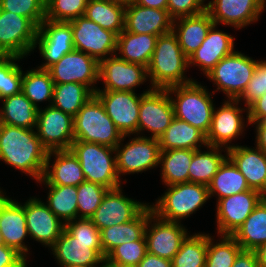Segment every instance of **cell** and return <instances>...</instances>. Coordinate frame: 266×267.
Here are the masks:
<instances>
[{"mask_svg": "<svg viewBox=\"0 0 266 267\" xmlns=\"http://www.w3.org/2000/svg\"><path fill=\"white\" fill-rule=\"evenodd\" d=\"M232 267H259L254 251L241 250L234 260Z\"/></svg>", "mask_w": 266, "mask_h": 267, "instance_id": "obj_54", "label": "cell"}, {"mask_svg": "<svg viewBox=\"0 0 266 267\" xmlns=\"http://www.w3.org/2000/svg\"><path fill=\"white\" fill-rule=\"evenodd\" d=\"M158 36L123 30L117 36L116 55L124 61L148 67ZM119 52V53H118ZM121 54V55H120Z\"/></svg>", "mask_w": 266, "mask_h": 267, "instance_id": "obj_30", "label": "cell"}, {"mask_svg": "<svg viewBox=\"0 0 266 267\" xmlns=\"http://www.w3.org/2000/svg\"><path fill=\"white\" fill-rule=\"evenodd\" d=\"M38 109L36 132L48 151L69 150L74 141V117L55 107Z\"/></svg>", "mask_w": 266, "mask_h": 267, "instance_id": "obj_12", "label": "cell"}, {"mask_svg": "<svg viewBox=\"0 0 266 267\" xmlns=\"http://www.w3.org/2000/svg\"><path fill=\"white\" fill-rule=\"evenodd\" d=\"M152 213V208L148 205L135 219L102 229L100 238L104 260L106 255L116 246L139 240L145 233L148 217Z\"/></svg>", "mask_w": 266, "mask_h": 267, "instance_id": "obj_31", "label": "cell"}, {"mask_svg": "<svg viewBox=\"0 0 266 267\" xmlns=\"http://www.w3.org/2000/svg\"><path fill=\"white\" fill-rule=\"evenodd\" d=\"M148 79L147 68L124 61L118 55L109 56L99 62V81L104 89L96 91H133Z\"/></svg>", "mask_w": 266, "mask_h": 267, "instance_id": "obj_19", "label": "cell"}, {"mask_svg": "<svg viewBox=\"0 0 266 267\" xmlns=\"http://www.w3.org/2000/svg\"><path fill=\"white\" fill-rule=\"evenodd\" d=\"M208 234V247L205 267H232L235 258L242 250L241 246L230 235H221L219 242Z\"/></svg>", "mask_w": 266, "mask_h": 267, "instance_id": "obj_43", "label": "cell"}, {"mask_svg": "<svg viewBox=\"0 0 266 267\" xmlns=\"http://www.w3.org/2000/svg\"><path fill=\"white\" fill-rule=\"evenodd\" d=\"M23 59L13 55H0V100L22 92L23 70L15 63Z\"/></svg>", "mask_w": 266, "mask_h": 267, "instance_id": "obj_44", "label": "cell"}, {"mask_svg": "<svg viewBox=\"0 0 266 267\" xmlns=\"http://www.w3.org/2000/svg\"><path fill=\"white\" fill-rule=\"evenodd\" d=\"M205 0H168L167 10L173 20L197 15L206 10Z\"/></svg>", "mask_w": 266, "mask_h": 267, "instance_id": "obj_51", "label": "cell"}, {"mask_svg": "<svg viewBox=\"0 0 266 267\" xmlns=\"http://www.w3.org/2000/svg\"><path fill=\"white\" fill-rule=\"evenodd\" d=\"M54 82L47 69H31L23 72L22 93L26 98L39 109V102L49 101V106L53 101Z\"/></svg>", "mask_w": 266, "mask_h": 267, "instance_id": "obj_40", "label": "cell"}, {"mask_svg": "<svg viewBox=\"0 0 266 267\" xmlns=\"http://www.w3.org/2000/svg\"><path fill=\"white\" fill-rule=\"evenodd\" d=\"M258 60L234 51L224 57L207 75L216 91H222L227 99L237 100L252 78Z\"/></svg>", "mask_w": 266, "mask_h": 267, "instance_id": "obj_7", "label": "cell"}, {"mask_svg": "<svg viewBox=\"0 0 266 267\" xmlns=\"http://www.w3.org/2000/svg\"><path fill=\"white\" fill-rule=\"evenodd\" d=\"M247 123L259 122L266 119V93L248 107Z\"/></svg>", "mask_w": 266, "mask_h": 267, "instance_id": "obj_53", "label": "cell"}, {"mask_svg": "<svg viewBox=\"0 0 266 267\" xmlns=\"http://www.w3.org/2000/svg\"><path fill=\"white\" fill-rule=\"evenodd\" d=\"M216 27L214 24L210 28L201 46L188 58L189 66H198L206 76L224 57L235 51L233 36Z\"/></svg>", "mask_w": 266, "mask_h": 267, "instance_id": "obj_28", "label": "cell"}, {"mask_svg": "<svg viewBox=\"0 0 266 267\" xmlns=\"http://www.w3.org/2000/svg\"><path fill=\"white\" fill-rule=\"evenodd\" d=\"M54 84L79 83L89 87L94 93L99 81V62L87 53L73 50L47 69Z\"/></svg>", "mask_w": 266, "mask_h": 267, "instance_id": "obj_13", "label": "cell"}, {"mask_svg": "<svg viewBox=\"0 0 266 267\" xmlns=\"http://www.w3.org/2000/svg\"><path fill=\"white\" fill-rule=\"evenodd\" d=\"M0 8L28 18L37 28L45 20V0H1Z\"/></svg>", "mask_w": 266, "mask_h": 267, "instance_id": "obj_48", "label": "cell"}, {"mask_svg": "<svg viewBox=\"0 0 266 267\" xmlns=\"http://www.w3.org/2000/svg\"><path fill=\"white\" fill-rule=\"evenodd\" d=\"M208 2L206 11L216 25L223 24L236 29L258 21L266 7V0H212Z\"/></svg>", "mask_w": 266, "mask_h": 267, "instance_id": "obj_22", "label": "cell"}, {"mask_svg": "<svg viewBox=\"0 0 266 267\" xmlns=\"http://www.w3.org/2000/svg\"><path fill=\"white\" fill-rule=\"evenodd\" d=\"M70 150L78 158L85 181L115 189L121 186L116 169L115 148L74 140ZM113 156V157H112Z\"/></svg>", "mask_w": 266, "mask_h": 267, "instance_id": "obj_5", "label": "cell"}, {"mask_svg": "<svg viewBox=\"0 0 266 267\" xmlns=\"http://www.w3.org/2000/svg\"><path fill=\"white\" fill-rule=\"evenodd\" d=\"M187 68L189 59L184 55L176 35L171 31L158 36L147 67L151 88L168 89L192 82L194 79L184 75Z\"/></svg>", "mask_w": 266, "mask_h": 267, "instance_id": "obj_2", "label": "cell"}, {"mask_svg": "<svg viewBox=\"0 0 266 267\" xmlns=\"http://www.w3.org/2000/svg\"><path fill=\"white\" fill-rule=\"evenodd\" d=\"M48 152L36 129L0 123V160L29 174L36 182L44 175Z\"/></svg>", "mask_w": 266, "mask_h": 267, "instance_id": "obj_1", "label": "cell"}, {"mask_svg": "<svg viewBox=\"0 0 266 267\" xmlns=\"http://www.w3.org/2000/svg\"><path fill=\"white\" fill-rule=\"evenodd\" d=\"M64 267H81V266L71 265V266H64Z\"/></svg>", "mask_w": 266, "mask_h": 267, "instance_id": "obj_62", "label": "cell"}, {"mask_svg": "<svg viewBox=\"0 0 266 267\" xmlns=\"http://www.w3.org/2000/svg\"><path fill=\"white\" fill-rule=\"evenodd\" d=\"M167 190L150 205L160 219L179 222L195 213L209 197L208 186L201 183L184 182L167 186Z\"/></svg>", "mask_w": 266, "mask_h": 267, "instance_id": "obj_4", "label": "cell"}, {"mask_svg": "<svg viewBox=\"0 0 266 267\" xmlns=\"http://www.w3.org/2000/svg\"><path fill=\"white\" fill-rule=\"evenodd\" d=\"M152 88L137 95L133 91H95V95L103 104L106 114L114 122L123 135L138 136V119L141 97Z\"/></svg>", "mask_w": 266, "mask_h": 267, "instance_id": "obj_11", "label": "cell"}, {"mask_svg": "<svg viewBox=\"0 0 266 267\" xmlns=\"http://www.w3.org/2000/svg\"><path fill=\"white\" fill-rule=\"evenodd\" d=\"M122 136L96 95L74 116V140L115 148Z\"/></svg>", "mask_w": 266, "mask_h": 267, "instance_id": "obj_6", "label": "cell"}, {"mask_svg": "<svg viewBox=\"0 0 266 267\" xmlns=\"http://www.w3.org/2000/svg\"><path fill=\"white\" fill-rule=\"evenodd\" d=\"M147 253L143 235L139 240L129 241L113 248L105 257V262L119 267H136Z\"/></svg>", "mask_w": 266, "mask_h": 267, "instance_id": "obj_45", "label": "cell"}, {"mask_svg": "<svg viewBox=\"0 0 266 267\" xmlns=\"http://www.w3.org/2000/svg\"><path fill=\"white\" fill-rule=\"evenodd\" d=\"M136 267H173V266L171 260L164 259L147 252L144 258L139 262V264Z\"/></svg>", "mask_w": 266, "mask_h": 267, "instance_id": "obj_55", "label": "cell"}, {"mask_svg": "<svg viewBox=\"0 0 266 267\" xmlns=\"http://www.w3.org/2000/svg\"><path fill=\"white\" fill-rule=\"evenodd\" d=\"M50 250L61 267H102L97 264L105 261L101 242L77 241L65 228Z\"/></svg>", "mask_w": 266, "mask_h": 267, "instance_id": "obj_21", "label": "cell"}, {"mask_svg": "<svg viewBox=\"0 0 266 267\" xmlns=\"http://www.w3.org/2000/svg\"><path fill=\"white\" fill-rule=\"evenodd\" d=\"M176 118L200 130L205 136L210 130L214 111L212 93L205 86L193 80L187 84L173 86L167 89ZM175 95L171 96V95ZM174 97V99L172 98Z\"/></svg>", "mask_w": 266, "mask_h": 267, "instance_id": "obj_3", "label": "cell"}, {"mask_svg": "<svg viewBox=\"0 0 266 267\" xmlns=\"http://www.w3.org/2000/svg\"><path fill=\"white\" fill-rule=\"evenodd\" d=\"M0 123L25 129H36L38 109L21 92L3 98Z\"/></svg>", "mask_w": 266, "mask_h": 267, "instance_id": "obj_33", "label": "cell"}, {"mask_svg": "<svg viewBox=\"0 0 266 267\" xmlns=\"http://www.w3.org/2000/svg\"><path fill=\"white\" fill-rule=\"evenodd\" d=\"M207 151L197 149L193 153L191 164L189 166V182L209 185L213 176L217 173L220 166L228 158V152L223 155L224 150L221 147L206 146ZM221 150V151H220Z\"/></svg>", "mask_w": 266, "mask_h": 267, "instance_id": "obj_35", "label": "cell"}, {"mask_svg": "<svg viewBox=\"0 0 266 267\" xmlns=\"http://www.w3.org/2000/svg\"><path fill=\"white\" fill-rule=\"evenodd\" d=\"M195 150L172 149L160 152L161 179L165 186L189 182V166Z\"/></svg>", "mask_w": 266, "mask_h": 267, "instance_id": "obj_36", "label": "cell"}, {"mask_svg": "<svg viewBox=\"0 0 266 267\" xmlns=\"http://www.w3.org/2000/svg\"><path fill=\"white\" fill-rule=\"evenodd\" d=\"M239 103L238 100L227 99L220 108H214L211 127L206 135L207 145L225 148L224 152L234 147L230 143L245 130L242 112H248V108H239Z\"/></svg>", "mask_w": 266, "mask_h": 267, "instance_id": "obj_16", "label": "cell"}, {"mask_svg": "<svg viewBox=\"0 0 266 267\" xmlns=\"http://www.w3.org/2000/svg\"><path fill=\"white\" fill-rule=\"evenodd\" d=\"M38 46L44 60L38 66L48 69L58 62L66 53L74 50L72 29L69 22H57L45 19L38 27L34 50Z\"/></svg>", "mask_w": 266, "mask_h": 267, "instance_id": "obj_17", "label": "cell"}, {"mask_svg": "<svg viewBox=\"0 0 266 267\" xmlns=\"http://www.w3.org/2000/svg\"><path fill=\"white\" fill-rule=\"evenodd\" d=\"M0 230L6 246L15 249L25 259L29 248L24 243L29 236L26 226L25 203L10 199L0 190ZM27 257V258H26Z\"/></svg>", "mask_w": 266, "mask_h": 267, "instance_id": "obj_23", "label": "cell"}, {"mask_svg": "<svg viewBox=\"0 0 266 267\" xmlns=\"http://www.w3.org/2000/svg\"><path fill=\"white\" fill-rule=\"evenodd\" d=\"M52 156H55V160L53 163H50ZM84 181L85 177L81 164L78 158L69 149L48 152L44 175L37 182H43L45 185H69L77 187Z\"/></svg>", "mask_w": 266, "mask_h": 267, "instance_id": "obj_26", "label": "cell"}, {"mask_svg": "<svg viewBox=\"0 0 266 267\" xmlns=\"http://www.w3.org/2000/svg\"><path fill=\"white\" fill-rule=\"evenodd\" d=\"M148 205L149 203L124 196L120 186L107 191L90 219L101 231L104 228L135 219Z\"/></svg>", "mask_w": 266, "mask_h": 267, "instance_id": "obj_20", "label": "cell"}, {"mask_svg": "<svg viewBox=\"0 0 266 267\" xmlns=\"http://www.w3.org/2000/svg\"><path fill=\"white\" fill-rule=\"evenodd\" d=\"M208 190L209 197L218 196V202L222 198L250 190V187L235 164L227 158L213 176Z\"/></svg>", "mask_w": 266, "mask_h": 267, "instance_id": "obj_37", "label": "cell"}, {"mask_svg": "<svg viewBox=\"0 0 266 267\" xmlns=\"http://www.w3.org/2000/svg\"><path fill=\"white\" fill-rule=\"evenodd\" d=\"M88 0H45V19L70 22L84 16Z\"/></svg>", "mask_w": 266, "mask_h": 267, "instance_id": "obj_46", "label": "cell"}, {"mask_svg": "<svg viewBox=\"0 0 266 267\" xmlns=\"http://www.w3.org/2000/svg\"><path fill=\"white\" fill-rule=\"evenodd\" d=\"M108 190L89 181L79 184L77 186L78 218H90L100 206Z\"/></svg>", "mask_w": 266, "mask_h": 267, "instance_id": "obj_47", "label": "cell"}, {"mask_svg": "<svg viewBox=\"0 0 266 267\" xmlns=\"http://www.w3.org/2000/svg\"><path fill=\"white\" fill-rule=\"evenodd\" d=\"M249 125L255 124L256 126V147L266 153V119L259 122L248 123Z\"/></svg>", "mask_w": 266, "mask_h": 267, "instance_id": "obj_56", "label": "cell"}, {"mask_svg": "<svg viewBox=\"0 0 266 267\" xmlns=\"http://www.w3.org/2000/svg\"><path fill=\"white\" fill-rule=\"evenodd\" d=\"M161 151L172 149L197 150L207 146L206 136L194 126L176 117L170 126L158 138Z\"/></svg>", "mask_w": 266, "mask_h": 267, "instance_id": "obj_32", "label": "cell"}, {"mask_svg": "<svg viewBox=\"0 0 266 267\" xmlns=\"http://www.w3.org/2000/svg\"><path fill=\"white\" fill-rule=\"evenodd\" d=\"M232 237L242 250L255 251L266 243V197L233 233Z\"/></svg>", "mask_w": 266, "mask_h": 267, "instance_id": "obj_34", "label": "cell"}, {"mask_svg": "<svg viewBox=\"0 0 266 267\" xmlns=\"http://www.w3.org/2000/svg\"><path fill=\"white\" fill-rule=\"evenodd\" d=\"M174 110L167 89H151L141 97L138 135L149 131L151 138L158 139L174 119Z\"/></svg>", "mask_w": 266, "mask_h": 267, "instance_id": "obj_15", "label": "cell"}, {"mask_svg": "<svg viewBox=\"0 0 266 267\" xmlns=\"http://www.w3.org/2000/svg\"><path fill=\"white\" fill-rule=\"evenodd\" d=\"M94 95L95 93L84 84H54L52 106L74 117Z\"/></svg>", "mask_w": 266, "mask_h": 267, "instance_id": "obj_39", "label": "cell"}, {"mask_svg": "<svg viewBox=\"0 0 266 267\" xmlns=\"http://www.w3.org/2000/svg\"><path fill=\"white\" fill-rule=\"evenodd\" d=\"M208 247V234L187 235L179 251L172 259L173 267H205Z\"/></svg>", "mask_w": 266, "mask_h": 267, "instance_id": "obj_42", "label": "cell"}, {"mask_svg": "<svg viewBox=\"0 0 266 267\" xmlns=\"http://www.w3.org/2000/svg\"><path fill=\"white\" fill-rule=\"evenodd\" d=\"M266 93V60L257 61L254 73L242 95L237 99L245 101V108Z\"/></svg>", "mask_w": 266, "mask_h": 267, "instance_id": "obj_49", "label": "cell"}, {"mask_svg": "<svg viewBox=\"0 0 266 267\" xmlns=\"http://www.w3.org/2000/svg\"><path fill=\"white\" fill-rule=\"evenodd\" d=\"M84 16L117 36L124 30L125 6L103 0H88Z\"/></svg>", "mask_w": 266, "mask_h": 267, "instance_id": "obj_38", "label": "cell"}, {"mask_svg": "<svg viewBox=\"0 0 266 267\" xmlns=\"http://www.w3.org/2000/svg\"><path fill=\"white\" fill-rule=\"evenodd\" d=\"M37 31L28 18L0 8V55L26 57L34 50Z\"/></svg>", "mask_w": 266, "mask_h": 267, "instance_id": "obj_9", "label": "cell"}, {"mask_svg": "<svg viewBox=\"0 0 266 267\" xmlns=\"http://www.w3.org/2000/svg\"><path fill=\"white\" fill-rule=\"evenodd\" d=\"M228 158L245 177L250 189L266 196V153L259 148L234 145L227 150Z\"/></svg>", "mask_w": 266, "mask_h": 267, "instance_id": "obj_27", "label": "cell"}, {"mask_svg": "<svg viewBox=\"0 0 266 267\" xmlns=\"http://www.w3.org/2000/svg\"><path fill=\"white\" fill-rule=\"evenodd\" d=\"M72 29L74 50L87 53L98 62L115 55L117 35L97 23L80 16L69 22Z\"/></svg>", "mask_w": 266, "mask_h": 267, "instance_id": "obj_10", "label": "cell"}, {"mask_svg": "<svg viewBox=\"0 0 266 267\" xmlns=\"http://www.w3.org/2000/svg\"><path fill=\"white\" fill-rule=\"evenodd\" d=\"M265 197L261 192L250 189L216 202L218 235L232 236Z\"/></svg>", "mask_w": 266, "mask_h": 267, "instance_id": "obj_14", "label": "cell"}, {"mask_svg": "<svg viewBox=\"0 0 266 267\" xmlns=\"http://www.w3.org/2000/svg\"><path fill=\"white\" fill-rule=\"evenodd\" d=\"M103 1L117 3L126 7L132 0H103Z\"/></svg>", "mask_w": 266, "mask_h": 267, "instance_id": "obj_59", "label": "cell"}, {"mask_svg": "<svg viewBox=\"0 0 266 267\" xmlns=\"http://www.w3.org/2000/svg\"><path fill=\"white\" fill-rule=\"evenodd\" d=\"M25 215L30 238L45 247L51 248L65 228V223L37 197H30L25 202Z\"/></svg>", "mask_w": 266, "mask_h": 267, "instance_id": "obj_24", "label": "cell"}, {"mask_svg": "<svg viewBox=\"0 0 266 267\" xmlns=\"http://www.w3.org/2000/svg\"><path fill=\"white\" fill-rule=\"evenodd\" d=\"M188 234L183 224L162 220L152 213L144 233L147 252L172 261Z\"/></svg>", "mask_w": 266, "mask_h": 267, "instance_id": "obj_18", "label": "cell"}, {"mask_svg": "<svg viewBox=\"0 0 266 267\" xmlns=\"http://www.w3.org/2000/svg\"><path fill=\"white\" fill-rule=\"evenodd\" d=\"M126 137L131 136H122L120 143L115 147L114 155L119 178L121 174L142 173L159 165L161 150L158 139L140 135L123 145L121 142Z\"/></svg>", "mask_w": 266, "mask_h": 267, "instance_id": "obj_8", "label": "cell"}, {"mask_svg": "<svg viewBox=\"0 0 266 267\" xmlns=\"http://www.w3.org/2000/svg\"><path fill=\"white\" fill-rule=\"evenodd\" d=\"M214 24L206 10L197 15L173 20L172 32L176 35L179 45L187 58L192 56L201 46Z\"/></svg>", "mask_w": 266, "mask_h": 267, "instance_id": "obj_29", "label": "cell"}, {"mask_svg": "<svg viewBox=\"0 0 266 267\" xmlns=\"http://www.w3.org/2000/svg\"><path fill=\"white\" fill-rule=\"evenodd\" d=\"M49 189L47 207L63 223L78 218L77 187L46 185Z\"/></svg>", "mask_w": 266, "mask_h": 267, "instance_id": "obj_41", "label": "cell"}, {"mask_svg": "<svg viewBox=\"0 0 266 267\" xmlns=\"http://www.w3.org/2000/svg\"><path fill=\"white\" fill-rule=\"evenodd\" d=\"M140 6L151 7L154 9L167 10L168 0H132Z\"/></svg>", "mask_w": 266, "mask_h": 267, "instance_id": "obj_57", "label": "cell"}, {"mask_svg": "<svg viewBox=\"0 0 266 267\" xmlns=\"http://www.w3.org/2000/svg\"><path fill=\"white\" fill-rule=\"evenodd\" d=\"M173 19L168 10L140 6L132 1L125 7L124 30L131 33L164 35L170 33Z\"/></svg>", "mask_w": 266, "mask_h": 267, "instance_id": "obj_25", "label": "cell"}, {"mask_svg": "<svg viewBox=\"0 0 266 267\" xmlns=\"http://www.w3.org/2000/svg\"><path fill=\"white\" fill-rule=\"evenodd\" d=\"M259 267H266V243L258 247L255 251Z\"/></svg>", "mask_w": 266, "mask_h": 267, "instance_id": "obj_58", "label": "cell"}, {"mask_svg": "<svg viewBox=\"0 0 266 267\" xmlns=\"http://www.w3.org/2000/svg\"><path fill=\"white\" fill-rule=\"evenodd\" d=\"M102 267H119V266H115V265H112V264H110V263H106V262L104 261V263L102 264Z\"/></svg>", "mask_w": 266, "mask_h": 267, "instance_id": "obj_60", "label": "cell"}, {"mask_svg": "<svg viewBox=\"0 0 266 267\" xmlns=\"http://www.w3.org/2000/svg\"><path fill=\"white\" fill-rule=\"evenodd\" d=\"M3 244H5V243H4L3 237L1 235V230H0V245H3Z\"/></svg>", "mask_w": 266, "mask_h": 267, "instance_id": "obj_61", "label": "cell"}, {"mask_svg": "<svg viewBox=\"0 0 266 267\" xmlns=\"http://www.w3.org/2000/svg\"><path fill=\"white\" fill-rule=\"evenodd\" d=\"M65 229L77 241L101 242L100 230L90 218H76L65 223Z\"/></svg>", "mask_w": 266, "mask_h": 267, "instance_id": "obj_50", "label": "cell"}, {"mask_svg": "<svg viewBox=\"0 0 266 267\" xmlns=\"http://www.w3.org/2000/svg\"><path fill=\"white\" fill-rule=\"evenodd\" d=\"M26 261L15 249L0 245V267H27Z\"/></svg>", "mask_w": 266, "mask_h": 267, "instance_id": "obj_52", "label": "cell"}]
</instances>
